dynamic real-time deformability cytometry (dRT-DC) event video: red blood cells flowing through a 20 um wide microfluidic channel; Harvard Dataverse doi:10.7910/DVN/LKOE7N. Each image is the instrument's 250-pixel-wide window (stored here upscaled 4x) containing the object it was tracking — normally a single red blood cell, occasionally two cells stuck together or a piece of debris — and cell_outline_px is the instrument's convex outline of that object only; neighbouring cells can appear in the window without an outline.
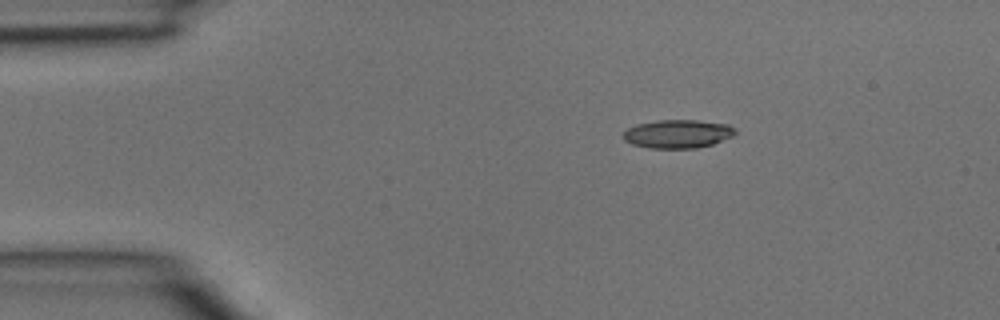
{"species": "common noctule bat (a hibernating species)", "species_latin": "Nyctalus noctula", "temperature_condition": "room temperature", "stored_images_in_passage": 2, "camera_frame_rate_fps": 3000, "um_per_image_px": 0.085, "animal": {"sex": "male", "body_mass_g": 15.6}, "frame": {"image": 1, "passage_image": 1, "time_ms": 0.0, "image_size_px": [1000, 320], "cell_outline_px": [[736, 132], [732, 136], [712, 144], [696, 148], [648, 148], [632, 144], [624, 140], [624, 132], [628, 128], [636, 124], [656, 120], [696, 120], [728, 124], [736, 128]], "centroid_in_image_um": [57.6, 11.37], "position_along_channel_um": 27.4, "area_um2": 18.55}}